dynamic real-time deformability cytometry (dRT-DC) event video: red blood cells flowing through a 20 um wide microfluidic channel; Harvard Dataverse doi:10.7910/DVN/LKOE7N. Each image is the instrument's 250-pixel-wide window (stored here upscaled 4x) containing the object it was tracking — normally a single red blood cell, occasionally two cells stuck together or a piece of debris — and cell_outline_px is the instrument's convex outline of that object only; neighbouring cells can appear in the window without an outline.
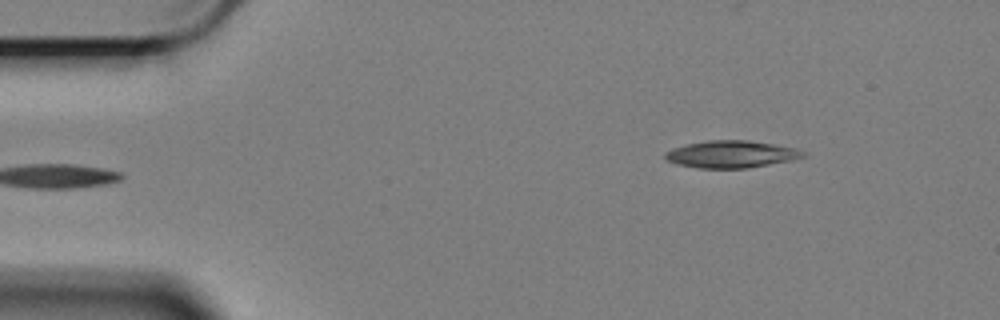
{"species": "Egyptian fruit bat (a non-hibernating species)", "species_latin": "Rousettus aegyptiacus", "temperature_condition": "cold", "stored_images_in_passage": 53, "camera_frame_rate_fps": 3000, "um_per_image_px": 0.085, "animal": {"sex": "female"}, "frame": {"image": 1, "passage_image": 2, "time_ms": 0.333, "image_size_px": [1000, 320], "cell_outline_px": [[808, 156], [796, 160], [748, 168], [696, 168], [676, 164], [668, 160], [664, 156], [668, 152], [676, 148], [688, 144], [708, 140], [748, 140], [796, 148], [808, 152]], "centroid_in_image_um": [62.28, 13.12], "position_along_channel_um": 22.7, "area_um2": 21.91}}
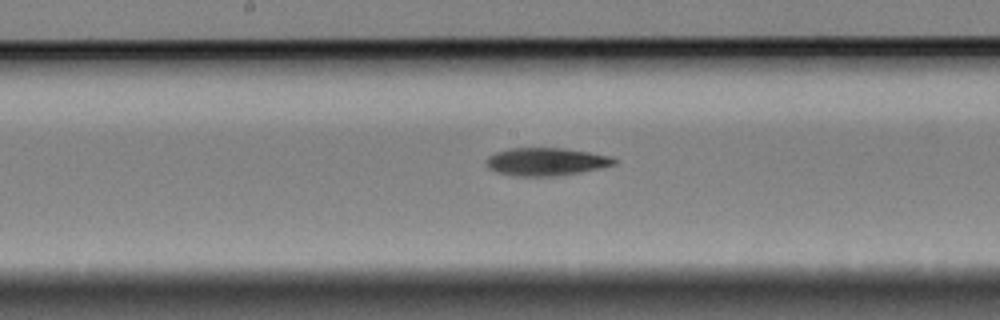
{"frame": {"image": 2, "passage_image": 24, "time_ms": 7.667, "image_size_px": [1000, 320], "cell_outline_px": [[616, 164], [600, 168], [580, 172], [556, 176], [516, 176], [496, 172], [488, 168], [488, 156], [496, 152], [512, 148], [564, 148], [612, 156], [616, 160]], "centroid_in_image_um": [46.44, 13.74], "position_along_channel_um": 201.8, "area_um2": 20.63}}
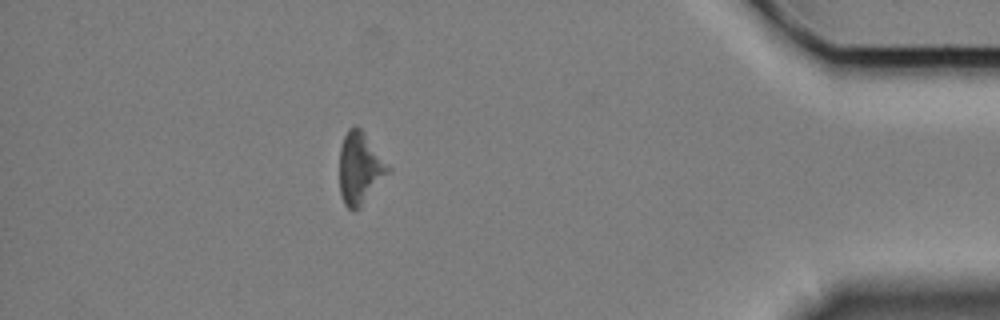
{"frame": {"image": 3, "passage_image": 46, "time_ms": 15.0, "image_size_px": [1000, 320], "cell_outline_px": [[392, 168], [360, 208], [352, 212], [344, 204], [340, 196], [340, 148], [344, 136], [348, 128], [356, 124], [364, 132]], "centroid_in_image_um": [30.59, 14.3], "position_along_channel_um": 404.6, "area_um2": 20.46}, "authors_computed_cell_mechanics": {"area_um2": 20.5768, "velocity_mm_per_s": 3.3779, "shape_relaxation_time_tau1_ms": 5.1567, "shape_relaxation_time_tau2_ms": 9.2827, "deformation_change_tau1": 0.1365, "deformation_change_tau2": 0.223}}